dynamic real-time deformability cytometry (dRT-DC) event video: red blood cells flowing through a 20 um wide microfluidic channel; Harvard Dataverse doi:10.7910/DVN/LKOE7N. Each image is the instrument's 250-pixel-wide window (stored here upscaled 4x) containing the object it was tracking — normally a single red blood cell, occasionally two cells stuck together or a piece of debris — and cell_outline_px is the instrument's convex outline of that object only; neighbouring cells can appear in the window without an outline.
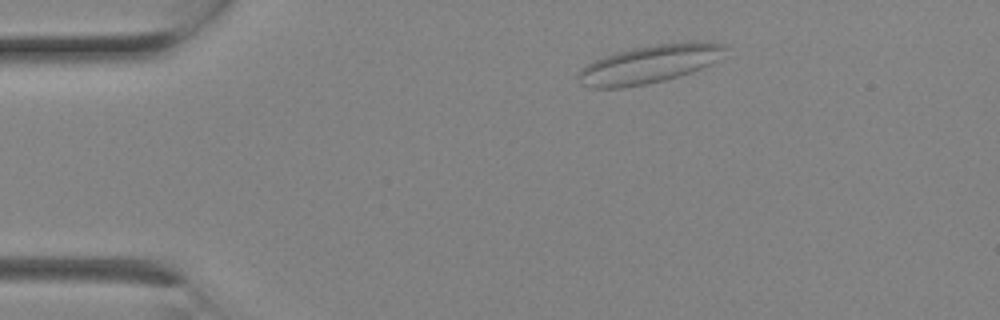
{"species": "Egyptian fruit bat (a non-hibernating species)", "species_latin": "Rousettus aegyptiacus", "temperature_condition": "room temperature", "stored_images_in_passage": 2, "camera_frame_rate_fps": 3000, "um_per_image_px": 0.085, "animal": {"sex": "female"}, "frame": {"image": 1, "passage_image": 1, "time_ms": 0.0, "image_size_px": [1000, 320], "cell_outline_px": [[724, 48], [716, 60], [692, 72], [664, 80], [648, 84], [624, 88], [592, 88], [580, 84], [576, 76], [580, 68], [604, 56], [616, 52], [656, 44], [688, 40], [724, 44]], "centroid_in_image_um": [55.11, 5.46], "position_along_channel_um": 29.9, "area_um2": 32.43}}